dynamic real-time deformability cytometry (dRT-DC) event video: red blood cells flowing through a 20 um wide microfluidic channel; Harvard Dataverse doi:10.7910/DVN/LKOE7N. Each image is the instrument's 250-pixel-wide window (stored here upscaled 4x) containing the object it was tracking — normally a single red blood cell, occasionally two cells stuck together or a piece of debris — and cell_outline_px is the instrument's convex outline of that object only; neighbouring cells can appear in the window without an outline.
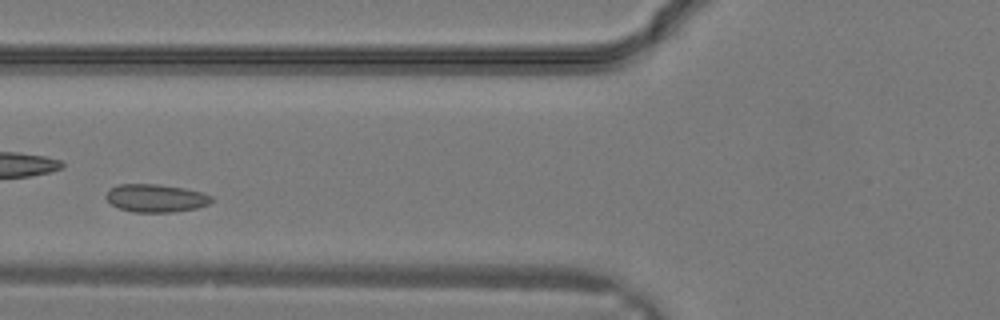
{"species": "common noctule bat (a hibernating species)", "species_latin": "Nyctalus noctula", "temperature_condition": "warm", "stored_images_in_passage": 17, "camera_frame_rate_fps": 3000, "um_per_image_px": 0.085, "animal": {"sex": "male", "body_mass_g": 19.2, "forearm_length_mm": 51.8}, "frame": {"image": 1, "passage_image": 6, "time_ms": 1.667, "image_size_px": [1000, 320], "cell_outline_px": [[212, 200], [208, 204], [196, 208], [176, 212], [132, 212], [116, 208], [104, 196], [116, 184], [160, 184], [184, 188], [200, 192], [212, 196]], "centroid_in_image_um": [13.22, 16.84], "position_along_channel_um": 112.6, "area_um2": 17.22}}
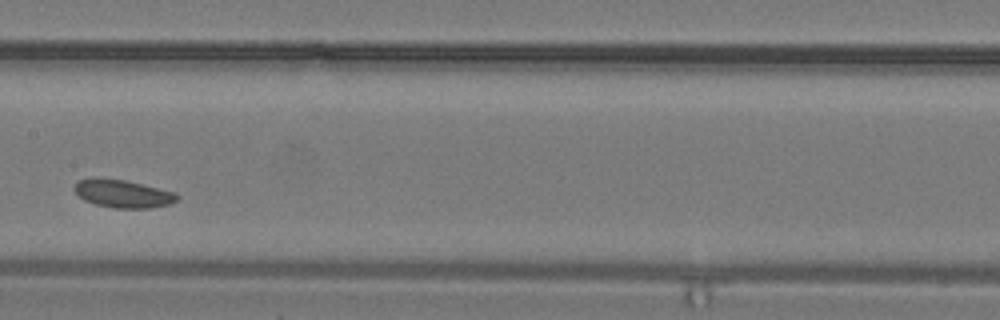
{"frame": {"image": 2, "passage_image": 10, "time_ms": 3.0, "image_size_px": [1000, 320], "cell_outline_px": [[180, 196], [176, 200], [168, 204], [148, 208], [112, 208], [96, 204], [84, 200], [72, 188], [76, 180], [124, 180], [176, 192]], "centroid_in_image_um": [10.47, 16.49], "position_along_channel_um": 196.9, "area_um2": 16.18}}
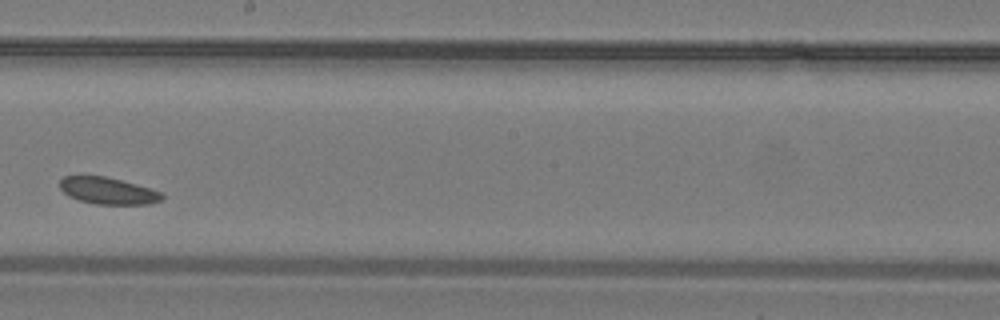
{"frame": {"image": 3, "passage_image": 12, "time_ms": 3.667, "image_size_px": [1000, 320], "cell_outline_px": [[164, 196], [160, 200], [148, 204], [96, 204], [80, 200], [68, 196], [60, 188], [60, 180], [64, 176], [104, 176], [136, 184], [164, 192]], "centroid_in_image_um": [9.19, 16.21], "position_along_channel_um": 239.0, "area_um2": 15.84}}